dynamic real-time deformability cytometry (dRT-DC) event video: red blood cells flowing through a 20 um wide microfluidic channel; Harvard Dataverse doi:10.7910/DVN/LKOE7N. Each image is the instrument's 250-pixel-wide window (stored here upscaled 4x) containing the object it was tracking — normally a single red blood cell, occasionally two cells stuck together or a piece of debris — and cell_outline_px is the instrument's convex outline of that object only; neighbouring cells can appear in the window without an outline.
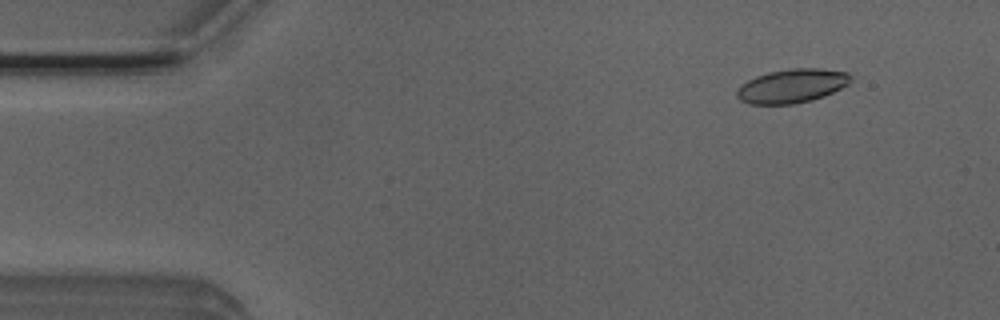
{"species": "Egyptian fruit bat (a non-hibernating species)", "species_latin": "Rousettus aegyptiacus", "temperature_condition": "room temperature", "stored_images_in_passage": 5, "camera_frame_rate_fps": 3000, "um_per_image_px": 0.085, "animal": {"sex": "male"}, "frame": {"image": 1, "passage_image": 2, "time_ms": 0.333, "image_size_px": [1000, 320], "cell_outline_px": [[852, 80], [848, 84], [824, 96], [812, 100], [792, 104], [748, 104], [740, 100], [736, 96], [736, 92], [740, 84], [756, 76], [768, 72], [792, 68], [820, 68], [848, 72], [852, 76]], "centroid_in_image_um": [67.3, 7.3], "position_along_channel_um": 17.7, "area_um2": 22.6}}
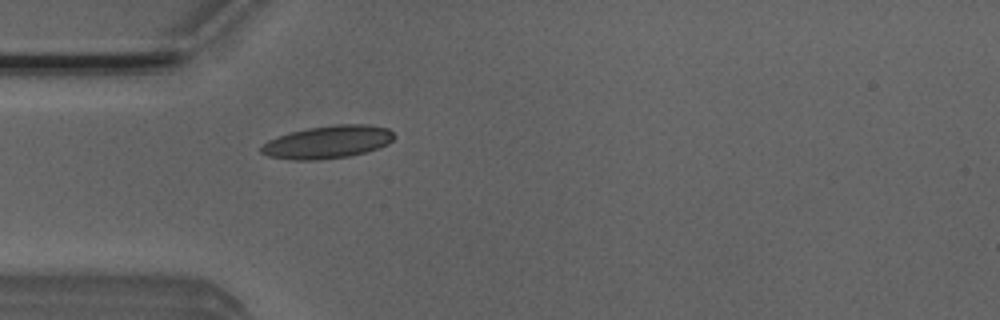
{"frame": {"image": 2, "passage_image": 5, "time_ms": 1.333, "image_size_px": [1000, 320], "cell_outline_px": [[396, 136], [388, 144], [364, 152], [348, 156], [316, 160], [296, 160], [268, 156], [260, 152], [260, 148], [268, 140], [288, 132], [308, 128], [336, 124], [368, 124], [388, 128]], "centroid_in_image_um": [27.85, 12.06], "position_along_channel_um": 57.2, "area_um2": 25.32}}